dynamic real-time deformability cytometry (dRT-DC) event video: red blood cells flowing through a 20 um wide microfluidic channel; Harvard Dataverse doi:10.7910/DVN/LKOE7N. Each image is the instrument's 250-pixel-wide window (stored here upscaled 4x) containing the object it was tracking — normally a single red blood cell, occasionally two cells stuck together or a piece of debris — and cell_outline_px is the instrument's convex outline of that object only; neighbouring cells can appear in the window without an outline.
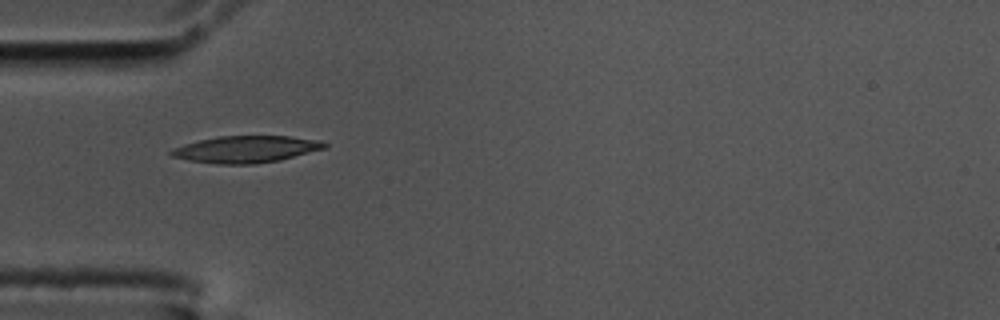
{"species": "common noctule bat (a hibernating species)", "species_latin": "Nyctalus noctula", "temperature_condition": "cold", "stored_images_in_passage": 14, "camera_frame_rate_fps": 3000, "um_per_image_px": 0.085, "animal": {"sex": "male", "body_mass_g": 17.5, "forearm_length_mm": 52.3}, "frame": {"image": 1, "passage_image": 1, "time_ms": 0.0, "image_size_px": [1000, 320], "cell_outline_px": [[328, 148], [280, 160], [252, 164], [216, 164], [188, 160], [172, 156], [168, 152], [172, 148], [184, 144], [216, 136], [288, 136], [320, 140], [328, 144]], "centroid_in_image_um": [20.93, 12.68], "position_along_channel_um": 64.1, "area_um2": 24.1}}
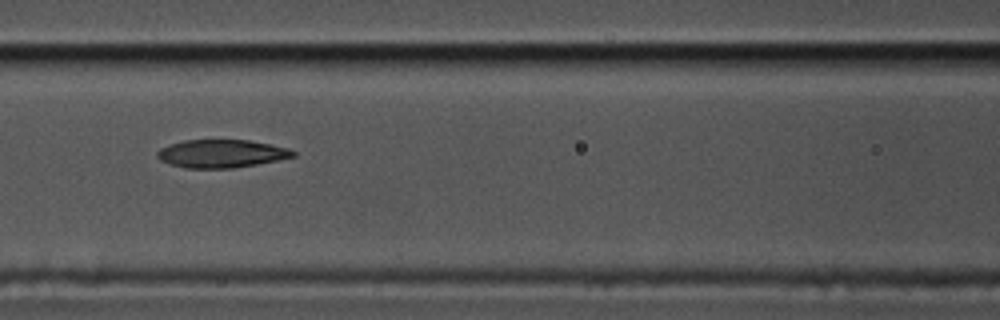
{"frame": {"image": 2, "passage_image": 8, "time_ms": 2.333, "image_size_px": [1000, 320], "cell_outline_px": [[296, 156], [256, 164], [232, 168], [184, 168], [160, 160], [156, 156], [156, 152], [160, 148], [184, 140], [248, 140], [288, 148], [296, 152]], "centroid_in_image_um": [18.8, 13.06], "position_along_channel_um": 147.8, "area_um2": 21.96}}
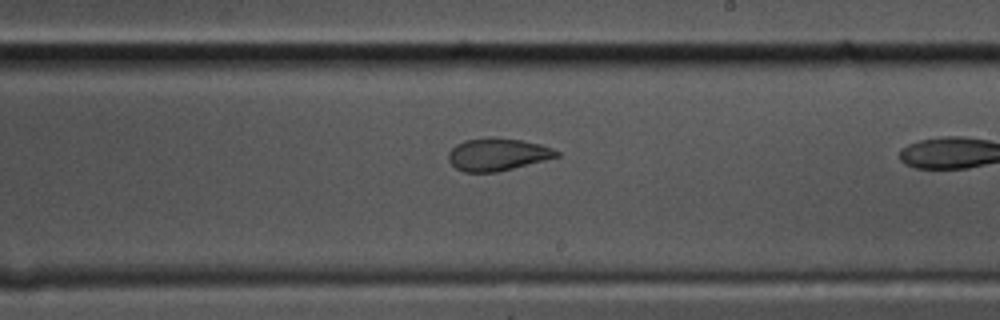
{"frame": {"image": 3, "passage_image": 13, "time_ms": 4.0, "image_size_px": [1000, 320], "cell_outline_px": [[560, 156], [496, 172], [464, 172], [456, 168], [448, 160], [448, 152], [456, 144], [464, 140], [520, 140], [540, 144], [552, 148], [560, 152]], "centroid_in_image_um": [42.28, 13.16], "position_along_channel_um": 246.7, "area_um2": 19.65}}